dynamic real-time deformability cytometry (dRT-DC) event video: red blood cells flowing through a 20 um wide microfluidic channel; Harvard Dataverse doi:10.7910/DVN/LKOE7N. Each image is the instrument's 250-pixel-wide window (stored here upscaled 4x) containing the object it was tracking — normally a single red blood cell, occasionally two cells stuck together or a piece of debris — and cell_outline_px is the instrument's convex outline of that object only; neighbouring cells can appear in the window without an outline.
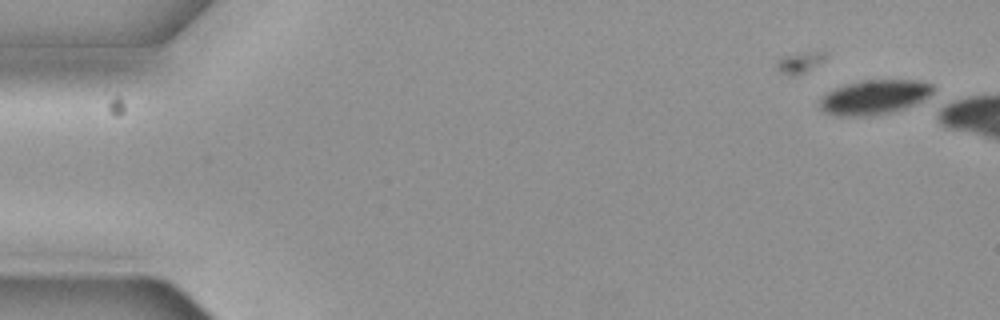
{"species": "common noctule bat (a hibernating species)", "species_latin": "Nyctalus noctula", "temperature_condition": "cold", "stored_images_in_passage": 5, "camera_frame_rate_fps": 3000, "um_per_image_px": 0.085, "animal": {"sex": "female", "body_mass_g": 19.3, "forearm_length_mm": 54.1}, "frame": {"image": 1, "passage_image": 3, "time_ms": 0.667, "image_size_px": [1000, 320], "cell_outline_px": [[932, 100], [904, 108], [872, 116], [836, 116], [824, 112], [820, 108], [820, 100], [828, 92], [844, 84], [860, 80], [916, 80], [932, 84]], "centroid_in_image_um": [74.38, 8.26], "position_along_channel_um": 10.6, "area_um2": 23.12}}